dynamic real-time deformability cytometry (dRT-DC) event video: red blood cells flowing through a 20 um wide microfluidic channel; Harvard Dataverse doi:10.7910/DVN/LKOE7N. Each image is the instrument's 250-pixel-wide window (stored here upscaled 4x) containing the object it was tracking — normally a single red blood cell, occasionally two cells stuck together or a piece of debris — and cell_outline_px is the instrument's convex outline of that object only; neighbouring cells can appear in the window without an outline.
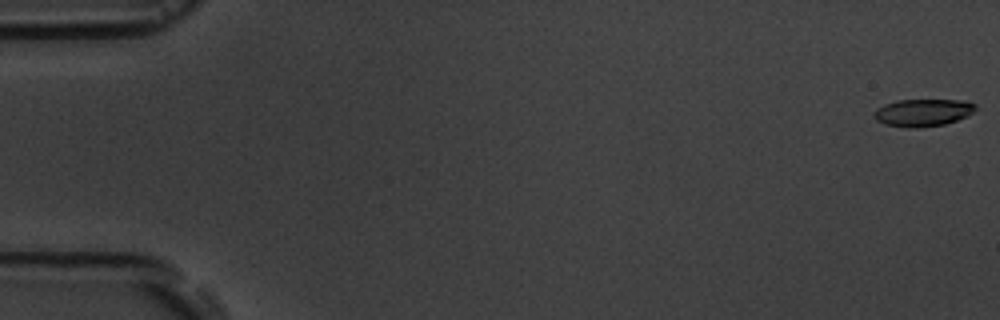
{"species": "common noctule bat (a hibernating species)", "species_latin": "Nyctalus noctula", "temperature_condition": "room temperature", "stored_images_in_passage": 5, "camera_frame_rate_fps": 3000, "um_per_image_px": 0.085, "animal": {"sex": "male", "body_mass_g": 19.5, "forearm_length_mm": 54.6}, "frame": {"image": 1, "passage_image": 1, "time_ms": 0.0, "image_size_px": [1000, 320], "cell_outline_px": [[976, 108], [968, 116], [944, 124], [916, 128], [908, 128], [884, 124], [876, 120], [872, 116], [872, 112], [876, 108], [884, 104], [896, 100], [960, 100], [976, 104]], "centroid_in_image_um": [78.38, 9.57], "position_along_channel_um": 6.6, "area_um2": 16.3}}
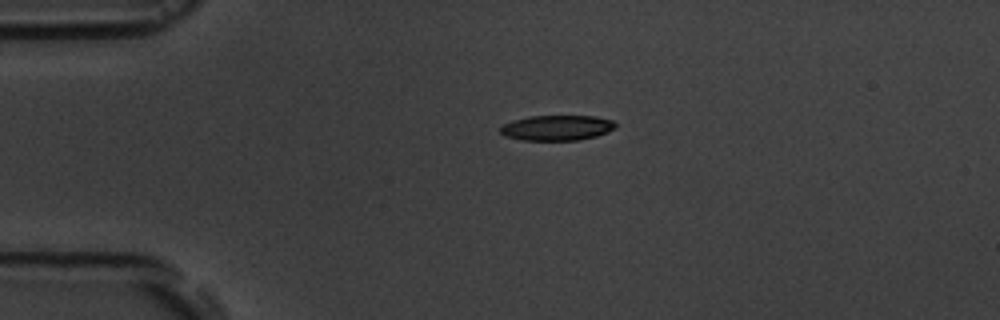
{"frame": {"image": 2, "passage_image": 4, "time_ms": 4.0, "image_size_px": [1000, 320], "cell_outline_px": [[616, 128], [608, 132], [596, 136], [576, 140], [520, 140], [504, 136], [500, 132], [500, 128], [504, 124], [512, 120], [528, 116], [596, 116], [612, 120], [616, 124]], "centroid_in_image_um": [47.33, 10.86], "position_along_channel_um": 37.7, "area_um2": 17.05}}